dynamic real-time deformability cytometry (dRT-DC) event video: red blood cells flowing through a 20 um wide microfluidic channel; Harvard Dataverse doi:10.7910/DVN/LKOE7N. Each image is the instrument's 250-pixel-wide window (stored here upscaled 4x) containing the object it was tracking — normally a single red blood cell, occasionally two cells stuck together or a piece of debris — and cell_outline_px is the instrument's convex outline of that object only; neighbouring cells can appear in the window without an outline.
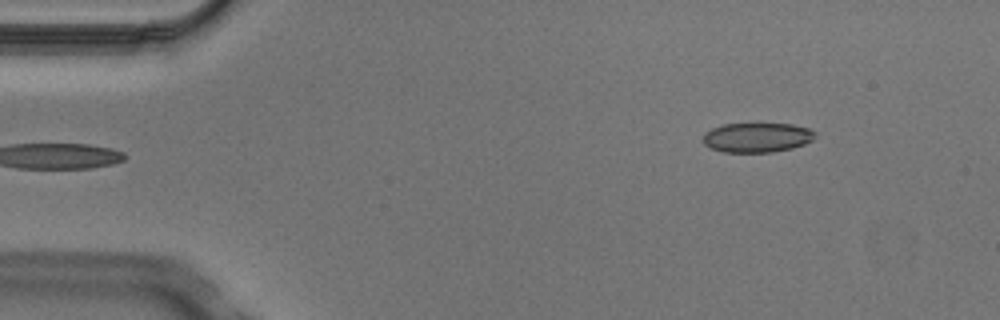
{"species": "Egyptian fruit bat (a non-hibernating species)", "species_latin": "Rousettus aegyptiacus", "temperature_condition": "cold", "stored_images_in_passage": 2, "camera_frame_rate_fps": 3000, "um_per_image_px": 0.085, "animal": {"sex": "male"}, "frame": {"image": 1, "passage_image": 2, "time_ms": 0.333, "image_size_px": [1000, 320], "cell_outline_px": [[816, 136], [812, 140], [804, 144], [792, 148], [772, 152], [724, 152], [712, 148], [704, 144], [700, 140], [704, 132], [712, 128], [724, 124], [792, 124], [808, 128], [816, 132]], "centroid_in_image_um": [64.32, 11.68], "position_along_channel_um": 20.7, "area_um2": 19.42}}